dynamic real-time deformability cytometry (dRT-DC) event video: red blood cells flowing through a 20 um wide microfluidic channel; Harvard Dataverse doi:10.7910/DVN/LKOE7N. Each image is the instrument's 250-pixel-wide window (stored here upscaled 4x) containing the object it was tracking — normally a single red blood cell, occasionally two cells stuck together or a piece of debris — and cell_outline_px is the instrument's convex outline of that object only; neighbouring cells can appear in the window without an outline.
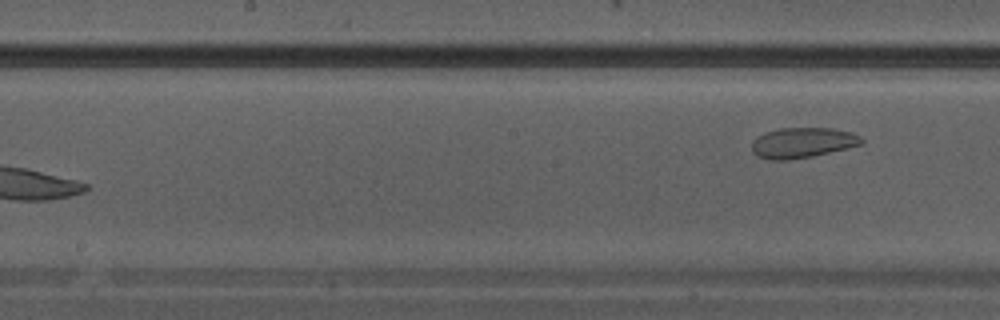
{"species": "Egyptian fruit bat (a non-hibernating species)", "species_latin": "Rousettus aegyptiacus", "temperature_condition": "warm", "stored_images_in_passage": 15, "camera_frame_rate_fps": 3000, "um_per_image_px": 0.085, "animal": {"sex": "male"}, "frame": {"image": 1, "passage_image": 15, "time_ms": 4.667, "image_size_px": [1000, 320], "cell_outline_px": [[864, 144], [812, 156], [788, 160], [772, 160], [756, 156], [752, 152], [752, 140], [756, 136], [764, 132], [780, 128], [832, 128], [852, 132], [860, 136], [864, 140]], "centroid_in_image_um": [68.19, 12.12], "position_along_channel_um": 180.0, "area_um2": 19.59}}